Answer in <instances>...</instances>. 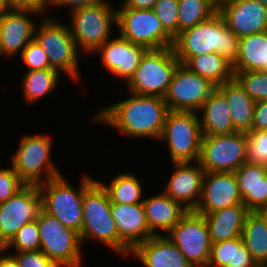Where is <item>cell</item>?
<instances>
[{
    "instance_id": "40",
    "label": "cell",
    "mask_w": 267,
    "mask_h": 267,
    "mask_svg": "<svg viewBox=\"0 0 267 267\" xmlns=\"http://www.w3.org/2000/svg\"><path fill=\"white\" fill-rule=\"evenodd\" d=\"M25 185L12 167H0V203L13 197Z\"/></svg>"
},
{
    "instance_id": "2",
    "label": "cell",
    "mask_w": 267,
    "mask_h": 267,
    "mask_svg": "<svg viewBox=\"0 0 267 267\" xmlns=\"http://www.w3.org/2000/svg\"><path fill=\"white\" fill-rule=\"evenodd\" d=\"M176 58L186 64L192 57L218 53L232 65L237 61L239 38L217 11L210 18L179 33L172 46Z\"/></svg>"
},
{
    "instance_id": "1",
    "label": "cell",
    "mask_w": 267,
    "mask_h": 267,
    "mask_svg": "<svg viewBox=\"0 0 267 267\" xmlns=\"http://www.w3.org/2000/svg\"><path fill=\"white\" fill-rule=\"evenodd\" d=\"M130 94L127 99L103 107L93 120L109 125L125 136L159 140L169 111L164 98Z\"/></svg>"
},
{
    "instance_id": "39",
    "label": "cell",
    "mask_w": 267,
    "mask_h": 267,
    "mask_svg": "<svg viewBox=\"0 0 267 267\" xmlns=\"http://www.w3.org/2000/svg\"><path fill=\"white\" fill-rule=\"evenodd\" d=\"M20 56L28 67L27 71L52 69L47 54L35 38L27 44Z\"/></svg>"
},
{
    "instance_id": "15",
    "label": "cell",
    "mask_w": 267,
    "mask_h": 267,
    "mask_svg": "<svg viewBox=\"0 0 267 267\" xmlns=\"http://www.w3.org/2000/svg\"><path fill=\"white\" fill-rule=\"evenodd\" d=\"M40 209L38 185H25L13 197L0 203V248H4L24 224L35 220Z\"/></svg>"
},
{
    "instance_id": "23",
    "label": "cell",
    "mask_w": 267,
    "mask_h": 267,
    "mask_svg": "<svg viewBox=\"0 0 267 267\" xmlns=\"http://www.w3.org/2000/svg\"><path fill=\"white\" fill-rule=\"evenodd\" d=\"M131 254L144 267H194L167 236H152L138 244Z\"/></svg>"
},
{
    "instance_id": "42",
    "label": "cell",
    "mask_w": 267,
    "mask_h": 267,
    "mask_svg": "<svg viewBox=\"0 0 267 267\" xmlns=\"http://www.w3.org/2000/svg\"><path fill=\"white\" fill-rule=\"evenodd\" d=\"M9 9L31 10L39 14H44V10L49 5V0H6ZM42 12V13H41Z\"/></svg>"
},
{
    "instance_id": "19",
    "label": "cell",
    "mask_w": 267,
    "mask_h": 267,
    "mask_svg": "<svg viewBox=\"0 0 267 267\" xmlns=\"http://www.w3.org/2000/svg\"><path fill=\"white\" fill-rule=\"evenodd\" d=\"M174 172L163 192L187 210H196L202 195L205 171L198 162L173 163Z\"/></svg>"
},
{
    "instance_id": "11",
    "label": "cell",
    "mask_w": 267,
    "mask_h": 267,
    "mask_svg": "<svg viewBox=\"0 0 267 267\" xmlns=\"http://www.w3.org/2000/svg\"><path fill=\"white\" fill-rule=\"evenodd\" d=\"M117 28L122 37L147 49L169 48L174 43L153 9L118 8Z\"/></svg>"
},
{
    "instance_id": "41",
    "label": "cell",
    "mask_w": 267,
    "mask_h": 267,
    "mask_svg": "<svg viewBox=\"0 0 267 267\" xmlns=\"http://www.w3.org/2000/svg\"><path fill=\"white\" fill-rule=\"evenodd\" d=\"M13 255L19 267H58L41 250L15 252Z\"/></svg>"
},
{
    "instance_id": "4",
    "label": "cell",
    "mask_w": 267,
    "mask_h": 267,
    "mask_svg": "<svg viewBox=\"0 0 267 267\" xmlns=\"http://www.w3.org/2000/svg\"><path fill=\"white\" fill-rule=\"evenodd\" d=\"M80 181L78 190L63 175L38 185L41 209L56 217L62 225L74 230L79 236L83 221L84 192L95 179L85 175Z\"/></svg>"
},
{
    "instance_id": "13",
    "label": "cell",
    "mask_w": 267,
    "mask_h": 267,
    "mask_svg": "<svg viewBox=\"0 0 267 267\" xmlns=\"http://www.w3.org/2000/svg\"><path fill=\"white\" fill-rule=\"evenodd\" d=\"M166 236L194 267H207L213 243L203 214L188 210Z\"/></svg>"
},
{
    "instance_id": "49",
    "label": "cell",
    "mask_w": 267,
    "mask_h": 267,
    "mask_svg": "<svg viewBox=\"0 0 267 267\" xmlns=\"http://www.w3.org/2000/svg\"><path fill=\"white\" fill-rule=\"evenodd\" d=\"M256 267H267V263H259Z\"/></svg>"
},
{
    "instance_id": "24",
    "label": "cell",
    "mask_w": 267,
    "mask_h": 267,
    "mask_svg": "<svg viewBox=\"0 0 267 267\" xmlns=\"http://www.w3.org/2000/svg\"><path fill=\"white\" fill-rule=\"evenodd\" d=\"M142 204L149 229L154 236L163 235L158 234L159 230L167 234L188 211L163 191L147 199L143 198Z\"/></svg>"
},
{
    "instance_id": "21",
    "label": "cell",
    "mask_w": 267,
    "mask_h": 267,
    "mask_svg": "<svg viewBox=\"0 0 267 267\" xmlns=\"http://www.w3.org/2000/svg\"><path fill=\"white\" fill-rule=\"evenodd\" d=\"M111 212L119 238L131 250L154 236L149 229L142 203H111Z\"/></svg>"
},
{
    "instance_id": "45",
    "label": "cell",
    "mask_w": 267,
    "mask_h": 267,
    "mask_svg": "<svg viewBox=\"0 0 267 267\" xmlns=\"http://www.w3.org/2000/svg\"><path fill=\"white\" fill-rule=\"evenodd\" d=\"M157 0H123L120 8L153 9Z\"/></svg>"
},
{
    "instance_id": "17",
    "label": "cell",
    "mask_w": 267,
    "mask_h": 267,
    "mask_svg": "<svg viewBox=\"0 0 267 267\" xmlns=\"http://www.w3.org/2000/svg\"><path fill=\"white\" fill-rule=\"evenodd\" d=\"M236 204H243L234 172H205L202 195L196 208L208 214Z\"/></svg>"
},
{
    "instance_id": "47",
    "label": "cell",
    "mask_w": 267,
    "mask_h": 267,
    "mask_svg": "<svg viewBox=\"0 0 267 267\" xmlns=\"http://www.w3.org/2000/svg\"><path fill=\"white\" fill-rule=\"evenodd\" d=\"M8 10H9V7L7 5L6 0H0V15Z\"/></svg>"
},
{
    "instance_id": "38",
    "label": "cell",
    "mask_w": 267,
    "mask_h": 267,
    "mask_svg": "<svg viewBox=\"0 0 267 267\" xmlns=\"http://www.w3.org/2000/svg\"><path fill=\"white\" fill-rule=\"evenodd\" d=\"M153 11L164 29L175 38L178 35V0H157Z\"/></svg>"
},
{
    "instance_id": "8",
    "label": "cell",
    "mask_w": 267,
    "mask_h": 267,
    "mask_svg": "<svg viewBox=\"0 0 267 267\" xmlns=\"http://www.w3.org/2000/svg\"><path fill=\"white\" fill-rule=\"evenodd\" d=\"M110 2L70 12L69 26L78 51L94 53L111 37L112 24L117 26V10Z\"/></svg>"
},
{
    "instance_id": "16",
    "label": "cell",
    "mask_w": 267,
    "mask_h": 267,
    "mask_svg": "<svg viewBox=\"0 0 267 267\" xmlns=\"http://www.w3.org/2000/svg\"><path fill=\"white\" fill-rule=\"evenodd\" d=\"M218 12L239 39L267 31V7L259 0H231Z\"/></svg>"
},
{
    "instance_id": "44",
    "label": "cell",
    "mask_w": 267,
    "mask_h": 267,
    "mask_svg": "<svg viewBox=\"0 0 267 267\" xmlns=\"http://www.w3.org/2000/svg\"><path fill=\"white\" fill-rule=\"evenodd\" d=\"M103 2H105V0H49V5H53L54 7L64 6V8L66 6H71L70 11L72 12L76 9L101 4Z\"/></svg>"
},
{
    "instance_id": "28",
    "label": "cell",
    "mask_w": 267,
    "mask_h": 267,
    "mask_svg": "<svg viewBox=\"0 0 267 267\" xmlns=\"http://www.w3.org/2000/svg\"><path fill=\"white\" fill-rule=\"evenodd\" d=\"M232 66L233 72H267V31L240 38L238 58Z\"/></svg>"
},
{
    "instance_id": "32",
    "label": "cell",
    "mask_w": 267,
    "mask_h": 267,
    "mask_svg": "<svg viewBox=\"0 0 267 267\" xmlns=\"http://www.w3.org/2000/svg\"><path fill=\"white\" fill-rule=\"evenodd\" d=\"M60 74L55 69L25 71L21 80L24 97L29 103L51 94L60 81Z\"/></svg>"
},
{
    "instance_id": "9",
    "label": "cell",
    "mask_w": 267,
    "mask_h": 267,
    "mask_svg": "<svg viewBox=\"0 0 267 267\" xmlns=\"http://www.w3.org/2000/svg\"><path fill=\"white\" fill-rule=\"evenodd\" d=\"M36 219L40 250L58 267H82V243L79 234L42 209Z\"/></svg>"
},
{
    "instance_id": "37",
    "label": "cell",
    "mask_w": 267,
    "mask_h": 267,
    "mask_svg": "<svg viewBox=\"0 0 267 267\" xmlns=\"http://www.w3.org/2000/svg\"><path fill=\"white\" fill-rule=\"evenodd\" d=\"M247 162L267 166V131L247 132Z\"/></svg>"
},
{
    "instance_id": "20",
    "label": "cell",
    "mask_w": 267,
    "mask_h": 267,
    "mask_svg": "<svg viewBox=\"0 0 267 267\" xmlns=\"http://www.w3.org/2000/svg\"><path fill=\"white\" fill-rule=\"evenodd\" d=\"M39 14L31 10L9 9L0 15V55L13 56L23 52L35 37L36 22L28 15Z\"/></svg>"
},
{
    "instance_id": "35",
    "label": "cell",
    "mask_w": 267,
    "mask_h": 267,
    "mask_svg": "<svg viewBox=\"0 0 267 267\" xmlns=\"http://www.w3.org/2000/svg\"><path fill=\"white\" fill-rule=\"evenodd\" d=\"M234 78L243 87L253 101L267 100V72L241 71L234 72Z\"/></svg>"
},
{
    "instance_id": "43",
    "label": "cell",
    "mask_w": 267,
    "mask_h": 267,
    "mask_svg": "<svg viewBox=\"0 0 267 267\" xmlns=\"http://www.w3.org/2000/svg\"><path fill=\"white\" fill-rule=\"evenodd\" d=\"M252 131H267V100L255 103Z\"/></svg>"
},
{
    "instance_id": "30",
    "label": "cell",
    "mask_w": 267,
    "mask_h": 267,
    "mask_svg": "<svg viewBox=\"0 0 267 267\" xmlns=\"http://www.w3.org/2000/svg\"><path fill=\"white\" fill-rule=\"evenodd\" d=\"M242 239L253 260L267 263L266 211L250 212L243 225Z\"/></svg>"
},
{
    "instance_id": "27",
    "label": "cell",
    "mask_w": 267,
    "mask_h": 267,
    "mask_svg": "<svg viewBox=\"0 0 267 267\" xmlns=\"http://www.w3.org/2000/svg\"><path fill=\"white\" fill-rule=\"evenodd\" d=\"M224 94L230 107L231 120L234 129L238 132L252 131L255 101L244 91L238 81L233 78L217 86Z\"/></svg>"
},
{
    "instance_id": "6",
    "label": "cell",
    "mask_w": 267,
    "mask_h": 267,
    "mask_svg": "<svg viewBox=\"0 0 267 267\" xmlns=\"http://www.w3.org/2000/svg\"><path fill=\"white\" fill-rule=\"evenodd\" d=\"M179 64L172 47L148 49L127 83V90L138 95L164 98Z\"/></svg>"
},
{
    "instance_id": "22",
    "label": "cell",
    "mask_w": 267,
    "mask_h": 267,
    "mask_svg": "<svg viewBox=\"0 0 267 267\" xmlns=\"http://www.w3.org/2000/svg\"><path fill=\"white\" fill-rule=\"evenodd\" d=\"M243 204L250 212L267 209V166L245 162L234 172Z\"/></svg>"
},
{
    "instance_id": "25",
    "label": "cell",
    "mask_w": 267,
    "mask_h": 267,
    "mask_svg": "<svg viewBox=\"0 0 267 267\" xmlns=\"http://www.w3.org/2000/svg\"><path fill=\"white\" fill-rule=\"evenodd\" d=\"M250 213L244 204H236L212 213L203 214L212 243L242 236L246 216Z\"/></svg>"
},
{
    "instance_id": "7",
    "label": "cell",
    "mask_w": 267,
    "mask_h": 267,
    "mask_svg": "<svg viewBox=\"0 0 267 267\" xmlns=\"http://www.w3.org/2000/svg\"><path fill=\"white\" fill-rule=\"evenodd\" d=\"M49 137L46 134L24 135L13 154L11 167L26 185H40L62 175L50 156L52 143ZM43 173L45 177H42Z\"/></svg>"
},
{
    "instance_id": "50",
    "label": "cell",
    "mask_w": 267,
    "mask_h": 267,
    "mask_svg": "<svg viewBox=\"0 0 267 267\" xmlns=\"http://www.w3.org/2000/svg\"><path fill=\"white\" fill-rule=\"evenodd\" d=\"M259 1L267 7V0H259Z\"/></svg>"
},
{
    "instance_id": "18",
    "label": "cell",
    "mask_w": 267,
    "mask_h": 267,
    "mask_svg": "<svg viewBox=\"0 0 267 267\" xmlns=\"http://www.w3.org/2000/svg\"><path fill=\"white\" fill-rule=\"evenodd\" d=\"M108 39L95 53L101 55L103 67L117 77L129 82L138 68L146 47L134 44L119 35Z\"/></svg>"
},
{
    "instance_id": "34",
    "label": "cell",
    "mask_w": 267,
    "mask_h": 267,
    "mask_svg": "<svg viewBox=\"0 0 267 267\" xmlns=\"http://www.w3.org/2000/svg\"><path fill=\"white\" fill-rule=\"evenodd\" d=\"M218 11L213 0H178V34Z\"/></svg>"
},
{
    "instance_id": "14",
    "label": "cell",
    "mask_w": 267,
    "mask_h": 267,
    "mask_svg": "<svg viewBox=\"0 0 267 267\" xmlns=\"http://www.w3.org/2000/svg\"><path fill=\"white\" fill-rule=\"evenodd\" d=\"M216 88L208 79L179 64L164 97L169 110L198 112Z\"/></svg>"
},
{
    "instance_id": "31",
    "label": "cell",
    "mask_w": 267,
    "mask_h": 267,
    "mask_svg": "<svg viewBox=\"0 0 267 267\" xmlns=\"http://www.w3.org/2000/svg\"><path fill=\"white\" fill-rule=\"evenodd\" d=\"M185 66L193 73L208 79L216 87L234 78L232 64L218 53L192 57Z\"/></svg>"
},
{
    "instance_id": "26",
    "label": "cell",
    "mask_w": 267,
    "mask_h": 267,
    "mask_svg": "<svg viewBox=\"0 0 267 267\" xmlns=\"http://www.w3.org/2000/svg\"><path fill=\"white\" fill-rule=\"evenodd\" d=\"M198 112L202 114L200 125L203 136L230 134L236 131L227 99L217 87L210 93Z\"/></svg>"
},
{
    "instance_id": "33",
    "label": "cell",
    "mask_w": 267,
    "mask_h": 267,
    "mask_svg": "<svg viewBox=\"0 0 267 267\" xmlns=\"http://www.w3.org/2000/svg\"><path fill=\"white\" fill-rule=\"evenodd\" d=\"M99 183L107 191L111 203H142V185L140 180L130 172L113 177L110 185Z\"/></svg>"
},
{
    "instance_id": "29",
    "label": "cell",
    "mask_w": 267,
    "mask_h": 267,
    "mask_svg": "<svg viewBox=\"0 0 267 267\" xmlns=\"http://www.w3.org/2000/svg\"><path fill=\"white\" fill-rule=\"evenodd\" d=\"M242 236L213 243L207 267H256Z\"/></svg>"
},
{
    "instance_id": "10",
    "label": "cell",
    "mask_w": 267,
    "mask_h": 267,
    "mask_svg": "<svg viewBox=\"0 0 267 267\" xmlns=\"http://www.w3.org/2000/svg\"><path fill=\"white\" fill-rule=\"evenodd\" d=\"M34 38L47 54L51 68L77 81L79 78L78 53L80 52L69 25L51 19L49 16L44 17L39 28L35 29Z\"/></svg>"
},
{
    "instance_id": "48",
    "label": "cell",
    "mask_w": 267,
    "mask_h": 267,
    "mask_svg": "<svg viewBox=\"0 0 267 267\" xmlns=\"http://www.w3.org/2000/svg\"><path fill=\"white\" fill-rule=\"evenodd\" d=\"M229 1H231V0H217V8H218L219 6H221V5H223V4L227 3V2H229Z\"/></svg>"
},
{
    "instance_id": "5",
    "label": "cell",
    "mask_w": 267,
    "mask_h": 267,
    "mask_svg": "<svg viewBox=\"0 0 267 267\" xmlns=\"http://www.w3.org/2000/svg\"><path fill=\"white\" fill-rule=\"evenodd\" d=\"M202 138L198 112L168 111L159 140L167 142L172 163L198 162Z\"/></svg>"
},
{
    "instance_id": "3",
    "label": "cell",
    "mask_w": 267,
    "mask_h": 267,
    "mask_svg": "<svg viewBox=\"0 0 267 267\" xmlns=\"http://www.w3.org/2000/svg\"><path fill=\"white\" fill-rule=\"evenodd\" d=\"M80 240L94 238L121 255H131V249L119 238L111 212L107 191L95 180L84 192Z\"/></svg>"
},
{
    "instance_id": "36",
    "label": "cell",
    "mask_w": 267,
    "mask_h": 267,
    "mask_svg": "<svg viewBox=\"0 0 267 267\" xmlns=\"http://www.w3.org/2000/svg\"><path fill=\"white\" fill-rule=\"evenodd\" d=\"M10 248H14L15 252L40 250L37 219L24 224L17 231L12 240L4 247V250L7 252Z\"/></svg>"
},
{
    "instance_id": "46",
    "label": "cell",
    "mask_w": 267,
    "mask_h": 267,
    "mask_svg": "<svg viewBox=\"0 0 267 267\" xmlns=\"http://www.w3.org/2000/svg\"><path fill=\"white\" fill-rule=\"evenodd\" d=\"M4 252V248H0V267H19L18 261L13 253L6 255Z\"/></svg>"
},
{
    "instance_id": "12",
    "label": "cell",
    "mask_w": 267,
    "mask_h": 267,
    "mask_svg": "<svg viewBox=\"0 0 267 267\" xmlns=\"http://www.w3.org/2000/svg\"><path fill=\"white\" fill-rule=\"evenodd\" d=\"M247 133L203 136L199 165L205 172H235L247 162Z\"/></svg>"
}]
</instances>
